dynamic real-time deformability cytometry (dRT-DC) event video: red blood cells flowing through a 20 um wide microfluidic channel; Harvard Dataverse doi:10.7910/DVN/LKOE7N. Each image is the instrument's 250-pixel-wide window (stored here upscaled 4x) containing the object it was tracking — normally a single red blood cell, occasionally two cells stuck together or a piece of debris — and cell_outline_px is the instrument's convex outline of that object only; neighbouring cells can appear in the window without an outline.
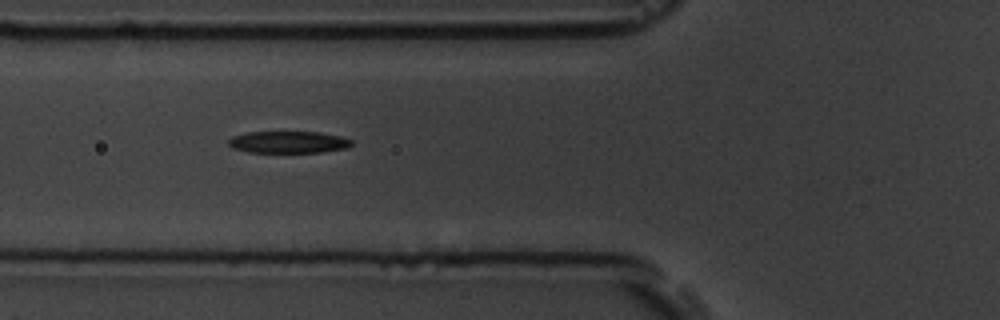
{"species": "common noctule bat (a hibernating species)", "species_latin": "Nyctalus noctula", "temperature_condition": "room temperature", "stored_images_in_passage": 7, "camera_frame_rate_fps": 3000, "um_per_image_px": 0.085, "animal": {"sex": "male", "body_mass_g": 19.5, "forearm_length_mm": 54.6}, "frame": {"image": 1, "passage_image": 6, "time_ms": 5.667, "image_size_px": [1000, 320], "cell_outline_px": [[352, 144], [348, 148], [324, 152], [248, 152], [232, 148], [228, 144], [228, 140], [232, 136], [248, 132], [320, 132], [340, 136], [352, 140]], "centroid_in_image_um": [24.52, 12.08], "position_along_channel_um": 101.3, "area_um2": 15.78}}
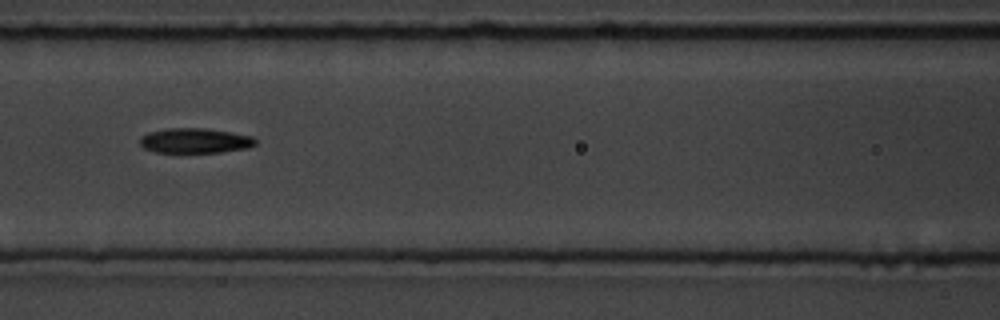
{"frame": {"image": 2, "passage_image": 7, "time_ms": 7.0, "image_size_px": [1000, 320], "cell_outline_px": [[256, 144], [248, 148], [220, 152], [156, 152], [144, 148], [140, 144], [140, 136], [148, 132], [168, 128], [204, 128], [252, 136], [256, 140]], "centroid_in_image_um": [16.55, 11.95], "position_along_channel_um": 150.0, "area_um2": 16.7}}